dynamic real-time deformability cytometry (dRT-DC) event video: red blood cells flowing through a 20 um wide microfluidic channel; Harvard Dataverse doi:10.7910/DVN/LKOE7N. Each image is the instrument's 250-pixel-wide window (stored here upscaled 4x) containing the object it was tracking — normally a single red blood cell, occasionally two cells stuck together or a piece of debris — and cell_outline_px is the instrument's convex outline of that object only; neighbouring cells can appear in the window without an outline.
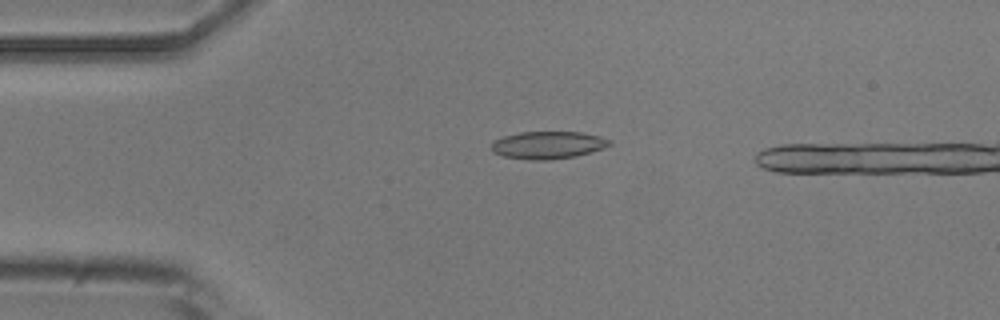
{"species": "common noctule bat (a hibernating species)", "species_latin": "Nyctalus noctula", "temperature_condition": "room temperature", "stored_images_in_passage": 6, "camera_frame_rate_fps": 3000, "um_per_image_px": 0.085, "animal": {"sex": "male", "body_mass_g": 20.5, "forearm_length_mm": 52.5}, "frame": {"image": 1, "passage_image": 4, "time_ms": 3.333, "image_size_px": [1000, 320], "cell_outline_px": [[612, 144], [592, 152], [576, 156], [548, 160], [528, 160], [504, 156], [492, 152], [492, 144], [496, 140], [504, 136], [520, 132], [580, 132], [600, 136], [612, 140]], "centroid_in_image_um": [46.6, 12.33], "position_along_channel_um": 38.4, "area_um2": 18.9}}